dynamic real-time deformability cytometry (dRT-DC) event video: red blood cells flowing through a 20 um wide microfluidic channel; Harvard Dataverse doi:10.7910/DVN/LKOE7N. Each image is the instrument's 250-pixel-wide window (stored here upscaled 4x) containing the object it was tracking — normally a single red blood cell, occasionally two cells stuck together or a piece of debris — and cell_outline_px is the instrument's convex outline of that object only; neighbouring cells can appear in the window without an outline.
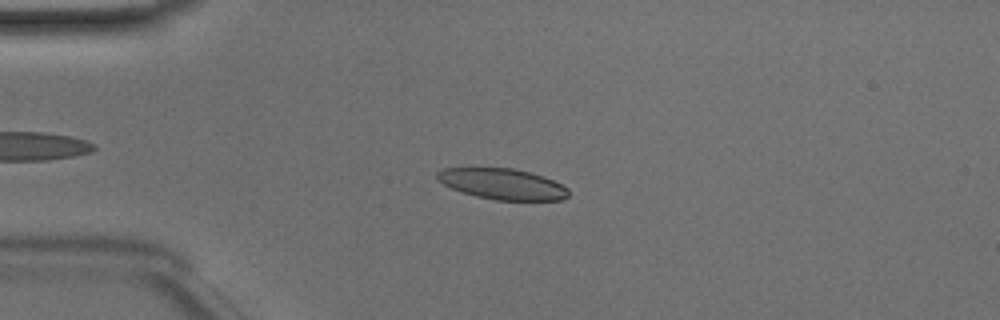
{"species": "Egyptian fruit bat (a non-hibernating species)", "species_latin": "Rousettus aegyptiacus", "temperature_condition": "room temperature", "stored_images_in_passage": 47, "camera_frame_rate_fps": 3000, "um_per_image_px": 0.085, "animal": {"sex": "male"}, "frame": {"image": 1, "passage_image": 10, "time_ms": 3.0, "image_size_px": [1000, 320], "cell_outline_px": [[568, 196], [560, 200], [496, 200], [476, 196], [452, 188], [436, 180], [436, 172], [444, 168], [516, 168], [544, 176], [568, 188]], "centroid_in_image_um": [42.7, 15.63], "position_along_channel_um": 42.3, "area_um2": 23.52}}
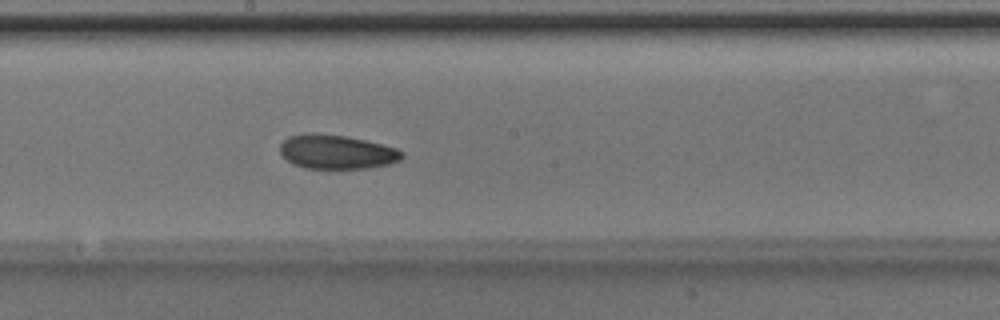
{"frame": {"image": 2, "passage_image": 25, "time_ms": 8.0, "image_size_px": [1000, 320], "cell_outline_px": [[404, 156], [400, 160], [388, 164], [368, 168], [304, 168], [292, 164], [280, 152], [280, 144], [288, 136], [312, 132], [344, 136], [364, 140], [396, 148], [404, 152]], "centroid_in_image_um": [28.6, 12.91], "position_along_channel_um": 219.6, "area_um2": 24.16}}
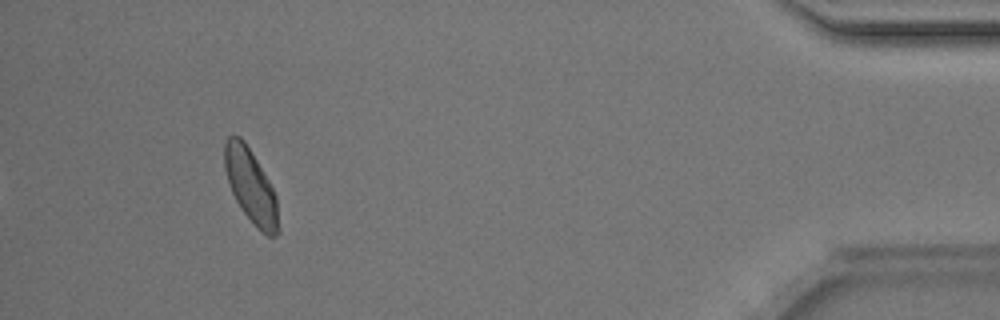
{"frame": {"image": 3, "passage_image": 44, "time_ms": 14.333, "image_size_px": [1000, 320], "cell_outline_px": [[276, 236], [268, 236], [256, 228], [244, 212], [236, 200], [232, 192], [224, 168], [224, 144], [228, 136], [240, 136], [244, 140], [268, 180], [276, 196]], "centroid_in_image_um": [21.27, 15.76], "position_along_channel_um": 413.9, "area_um2": 22.37}, "authors_computed_cell_mechanics": {"area_um2": 23.7558, "velocity_mm_per_s": 4.0511, "shape_relaxation_time_tau1_ms": 3.3483, "shape_relaxation_time_tau2_ms": 3.1172, "deformation_change_tau1": 0.1041, "deformation_change_tau2": 0.0658}}